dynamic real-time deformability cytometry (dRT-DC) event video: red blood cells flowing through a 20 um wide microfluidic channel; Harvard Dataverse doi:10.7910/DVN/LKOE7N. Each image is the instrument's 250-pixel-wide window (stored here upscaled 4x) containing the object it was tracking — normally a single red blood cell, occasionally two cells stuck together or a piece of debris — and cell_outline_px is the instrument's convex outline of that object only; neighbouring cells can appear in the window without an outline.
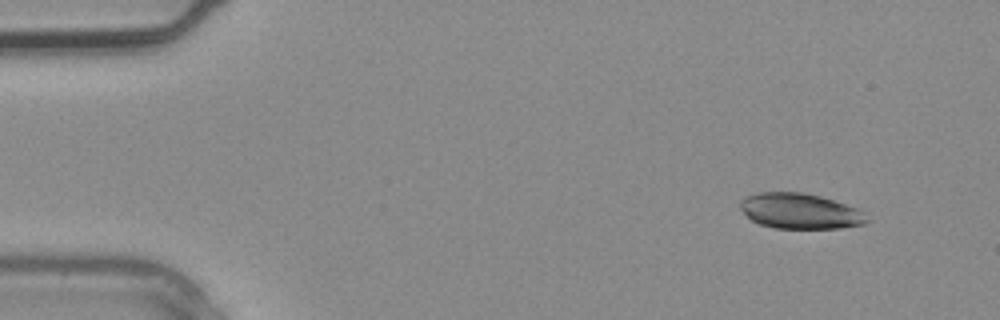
{"species": "common noctule bat (a hibernating species)", "species_latin": "Nyctalus noctula", "temperature_condition": "warm", "stored_images_in_passage": 3, "camera_frame_rate_fps": 3000, "um_per_image_px": 0.085, "animal": {"sex": "male", "body_mass_g": 20.4}, "frame": {"image": 1, "passage_image": 1, "time_ms": 0.0, "image_size_px": [1000, 320], "cell_outline_px": [[868, 220], [864, 224], [840, 228], [776, 228], [760, 224], [752, 220], [740, 208], [740, 200], [756, 192], [804, 192], [820, 196], [856, 208]], "centroid_in_image_um": [67.96, 17.94], "position_along_channel_um": 17.0, "area_um2": 25.78}}
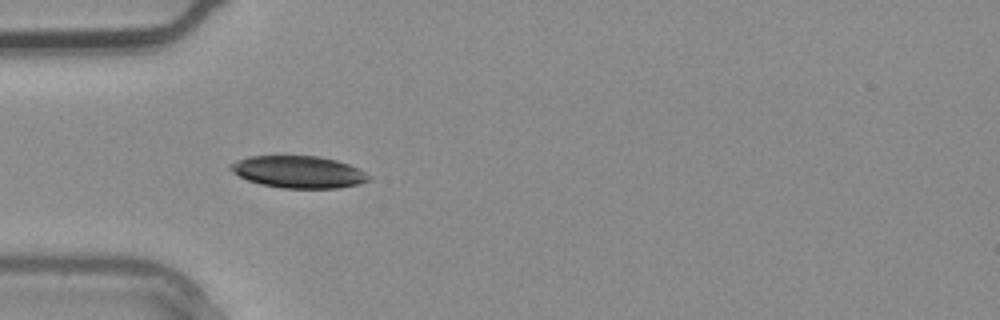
{"frame": {"image": 2, "passage_image": 3, "time_ms": 0.667, "image_size_px": [1000, 320], "cell_outline_px": [[372, 176], [368, 180], [360, 184], [336, 188], [284, 188], [260, 184], [248, 180], [232, 172], [228, 168], [228, 164], [236, 160], [248, 156], [320, 156], [336, 160], [360, 168]], "centroid_in_image_um": [25.37, 14.61], "position_along_channel_um": 59.6, "area_um2": 26.01}}